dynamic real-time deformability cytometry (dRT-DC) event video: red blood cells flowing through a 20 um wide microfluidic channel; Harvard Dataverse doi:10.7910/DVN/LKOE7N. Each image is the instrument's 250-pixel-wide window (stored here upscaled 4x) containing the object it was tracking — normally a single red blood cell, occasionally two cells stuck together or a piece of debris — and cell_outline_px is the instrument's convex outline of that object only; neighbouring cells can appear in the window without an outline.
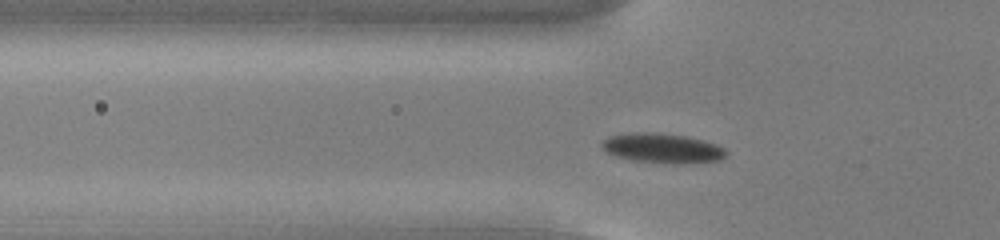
{"species": "common noctule bat (a hibernating species)", "species_latin": "Nyctalus noctula", "temperature_condition": "cold", "stored_images_in_passage": 46, "camera_frame_rate_fps": 3000, "um_per_image_px": 0.085, "animal": {"sex": "male", "body_mass_g": 13.0, "forearm_length_mm": 53.1}, "frame": {"image": 1, "passage_image": 10, "time_ms": 3.0, "image_size_px": [1000, 240], "cell_outline_px": [[728, 156], [720, 160], [684, 164], [680, 164], [628, 160], [616, 156], [600, 148], [600, 144], [608, 136], [632, 132], [656, 132], [688, 136], [704, 140], [716, 144], [724, 148], [728, 152]], "centroid_in_image_um": [56.32, 12.59], "position_along_channel_um": 69.5, "area_um2": 21.91}}
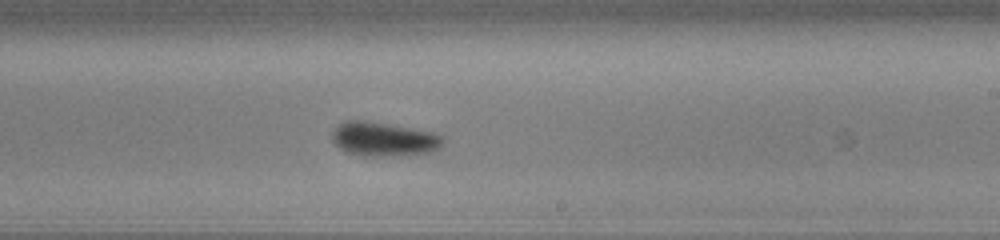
{"frame": {"image": 2, "passage_image": 25, "time_ms": 8.0, "image_size_px": [1000, 240], "cell_outline_px": [[444, 140], [440, 148], [432, 152], [380, 156], [364, 156], [344, 152], [332, 140], [332, 132], [344, 120], [364, 120], [392, 124], [432, 132], [444, 136]], "centroid_in_image_um": [32.61, 11.81], "position_along_channel_um": 256.4, "area_um2": 22.08}}
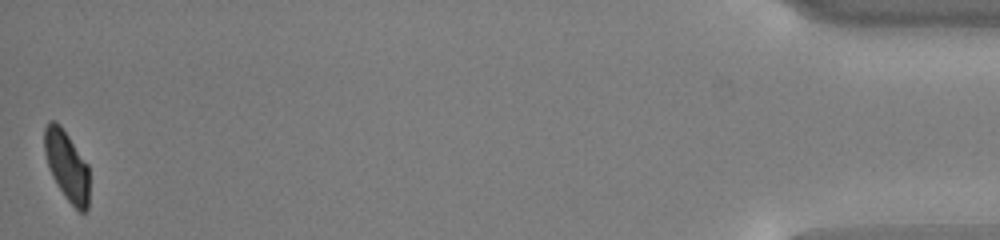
{"frame": {"image": 3, "passage_image": 46, "time_ms": 15.0, "image_size_px": [1000, 240], "cell_outline_px": [[88, 208], [84, 212], [80, 212], [64, 196], [56, 184], [52, 176], [44, 152], [44, 128], [48, 120], [56, 120], [60, 124], [88, 164]], "centroid_in_image_um": [5.66, 14.05], "position_along_channel_um": 429.5, "area_um2": 18.26}, "authors_computed_cell_mechanics": {"area_um2": 21.0392, "velocity_mm_per_s": 3.7582, "shape_relaxation_time_tau1_ms": 1.8296, "shape_relaxation_time_tau2_ms": null, "deformation_change_tau1": 0.085, "deformation_change_tau2": null}}